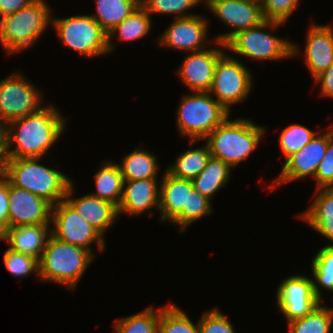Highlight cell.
Wrapping results in <instances>:
<instances>
[{"mask_svg": "<svg viewBox=\"0 0 333 333\" xmlns=\"http://www.w3.org/2000/svg\"><path fill=\"white\" fill-rule=\"evenodd\" d=\"M64 126L65 118L53 104L37 113L8 122L9 158H43L63 134Z\"/></svg>", "mask_w": 333, "mask_h": 333, "instance_id": "1", "label": "cell"}, {"mask_svg": "<svg viewBox=\"0 0 333 333\" xmlns=\"http://www.w3.org/2000/svg\"><path fill=\"white\" fill-rule=\"evenodd\" d=\"M41 158H10L3 171L8 182L38 195L52 206L65 200L71 179L38 163Z\"/></svg>", "mask_w": 333, "mask_h": 333, "instance_id": "2", "label": "cell"}, {"mask_svg": "<svg viewBox=\"0 0 333 333\" xmlns=\"http://www.w3.org/2000/svg\"><path fill=\"white\" fill-rule=\"evenodd\" d=\"M95 254L50 235L39 260V281H51L74 290Z\"/></svg>", "mask_w": 333, "mask_h": 333, "instance_id": "3", "label": "cell"}, {"mask_svg": "<svg viewBox=\"0 0 333 333\" xmlns=\"http://www.w3.org/2000/svg\"><path fill=\"white\" fill-rule=\"evenodd\" d=\"M266 129L250 119L238 118L217 126L204 140L211 156L221 159L231 168L239 165L258 146Z\"/></svg>", "mask_w": 333, "mask_h": 333, "instance_id": "4", "label": "cell"}, {"mask_svg": "<svg viewBox=\"0 0 333 333\" xmlns=\"http://www.w3.org/2000/svg\"><path fill=\"white\" fill-rule=\"evenodd\" d=\"M181 99L177 110V125L181 135L190 137V147L204 140L229 118L230 111L209 92H192Z\"/></svg>", "mask_w": 333, "mask_h": 333, "instance_id": "5", "label": "cell"}, {"mask_svg": "<svg viewBox=\"0 0 333 333\" xmlns=\"http://www.w3.org/2000/svg\"><path fill=\"white\" fill-rule=\"evenodd\" d=\"M51 9L44 0H33L24 8L0 19V43L8 55L20 52L38 40L52 23Z\"/></svg>", "mask_w": 333, "mask_h": 333, "instance_id": "6", "label": "cell"}, {"mask_svg": "<svg viewBox=\"0 0 333 333\" xmlns=\"http://www.w3.org/2000/svg\"><path fill=\"white\" fill-rule=\"evenodd\" d=\"M282 24L265 20L256 27L238 32L226 43V48L238 55L263 61L299 55V48L293 42L265 31L268 27L276 29Z\"/></svg>", "mask_w": 333, "mask_h": 333, "instance_id": "7", "label": "cell"}, {"mask_svg": "<svg viewBox=\"0 0 333 333\" xmlns=\"http://www.w3.org/2000/svg\"><path fill=\"white\" fill-rule=\"evenodd\" d=\"M51 24L58 32L59 40L79 54L94 57L109 53L107 33L91 15L52 17Z\"/></svg>", "mask_w": 333, "mask_h": 333, "instance_id": "8", "label": "cell"}, {"mask_svg": "<svg viewBox=\"0 0 333 333\" xmlns=\"http://www.w3.org/2000/svg\"><path fill=\"white\" fill-rule=\"evenodd\" d=\"M35 87L17 71L0 80V123L6 125L43 108V94Z\"/></svg>", "mask_w": 333, "mask_h": 333, "instance_id": "9", "label": "cell"}, {"mask_svg": "<svg viewBox=\"0 0 333 333\" xmlns=\"http://www.w3.org/2000/svg\"><path fill=\"white\" fill-rule=\"evenodd\" d=\"M51 235L56 239L91 252L89 248L95 241L99 251L106 248L103 236L85 218L66 201L62 200L52 206Z\"/></svg>", "mask_w": 333, "mask_h": 333, "instance_id": "10", "label": "cell"}, {"mask_svg": "<svg viewBox=\"0 0 333 333\" xmlns=\"http://www.w3.org/2000/svg\"><path fill=\"white\" fill-rule=\"evenodd\" d=\"M251 72L241 61L223 55L217 62L209 93L231 111L232 104L244 101L253 86Z\"/></svg>", "mask_w": 333, "mask_h": 333, "instance_id": "11", "label": "cell"}, {"mask_svg": "<svg viewBox=\"0 0 333 333\" xmlns=\"http://www.w3.org/2000/svg\"><path fill=\"white\" fill-rule=\"evenodd\" d=\"M312 280L303 275H295L280 283L276 302L288 322L308 315L323 301L316 296Z\"/></svg>", "mask_w": 333, "mask_h": 333, "instance_id": "12", "label": "cell"}, {"mask_svg": "<svg viewBox=\"0 0 333 333\" xmlns=\"http://www.w3.org/2000/svg\"><path fill=\"white\" fill-rule=\"evenodd\" d=\"M332 138L333 128L327 130L325 134L315 135L307 145L290 155L283 164L281 173L271 183V187L277 188L278 185L306 176L314 178L319 163L326 153L327 144Z\"/></svg>", "mask_w": 333, "mask_h": 333, "instance_id": "13", "label": "cell"}, {"mask_svg": "<svg viewBox=\"0 0 333 333\" xmlns=\"http://www.w3.org/2000/svg\"><path fill=\"white\" fill-rule=\"evenodd\" d=\"M209 10L233 30L214 41L226 49V43L238 32L256 27L265 21L260 0H222Z\"/></svg>", "mask_w": 333, "mask_h": 333, "instance_id": "14", "label": "cell"}, {"mask_svg": "<svg viewBox=\"0 0 333 333\" xmlns=\"http://www.w3.org/2000/svg\"><path fill=\"white\" fill-rule=\"evenodd\" d=\"M174 19L164 34L157 38L159 45L188 51V53L208 48L205 40L208 39L209 20L198 14Z\"/></svg>", "mask_w": 333, "mask_h": 333, "instance_id": "15", "label": "cell"}, {"mask_svg": "<svg viewBox=\"0 0 333 333\" xmlns=\"http://www.w3.org/2000/svg\"><path fill=\"white\" fill-rule=\"evenodd\" d=\"M8 200L10 227L51 224L52 205L38 195L9 183Z\"/></svg>", "mask_w": 333, "mask_h": 333, "instance_id": "16", "label": "cell"}, {"mask_svg": "<svg viewBox=\"0 0 333 333\" xmlns=\"http://www.w3.org/2000/svg\"><path fill=\"white\" fill-rule=\"evenodd\" d=\"M219 48H207L198 52H191L177 74L183 83L193 92H209L213 83L215 66L224 55V50Z\"/></svg>", "mask_w": 333, "mask_h": 333, "instance_id": "17", "label": "cell"}, {"mask_svg": "<svg viewBox=\"0 0 333 333\" xmlns=\"http://www.w3.org/2000/svg\"><path fill=\"white\" fill-rule=\"evenodd\" d=\"M157 183L156 178L124 180L123 195L117 207L118 215L124 212L135 216L149 208L159 209L160 184Z\"/></svg>", "mask_w": 333, "mask_h": 333, "instance_id": "18", "label": "cell"}, {"mask_svg": "<svg viewBox=\"0 0 333 333\" xmlns=\"http://www.w3.org/2000/svg\"><path fill=\"white\" fill-rule=\"evenodd\" d=\"M73 191L74 186L71 182L65 200L103 236L119 217L117 207L91 194L73 199Z\"/></svg>", "mask_w": 333, "mask_h": 333, "instance_id": "19", "label": "cell"}, {"mask_svg": "<svg viewBox=\"0 0 333 333\" xmlns=\"http://www.w3.org/2000/svg\"><path fill=\"white\" fill-rule=\"evenodd\" d=\"M160 183L159 209L160 221H170L180 225V211L187 209L188 190H193V183L189 179L173 177L164 172Z\"/></svg>", "mask_w": 333, "mask_h": 333, "instance_id": "20", "label": "cell"}, {"mask_svg": "<svg viewBox=\"0 0 333 333\" xmlns=\"http://www.w3.org/2000/svg\"><path fill=\"white\" fill-rule=\"evenodd\" d=\"M306 37L305 62L315 78L333 64V28L313 24Z\"/></svg>", "mask_w": 333, "mask_h": 333, "instance_id": "21", "label": "cell"}, {"mask_svg": "<svg viewBox=\"0 0 333 333\" xmlns=\"http://www.w3.org/2000/svg\"><path fill=\"white\" fill-rule=\"evenodd\" d=\"M50 235V224L19 225L9 227L0 240L7 241L11 250L40 260Z\"/></svg>", "mask_w": 333, "mask_h": 333, "instance_id": "22", "label": "cell"}, {"mask_svg": "<svg viewBox=\"0 0 333 333\" xmlns=\"http://www.w3.org/2000/svg\"><path fill=\"white\" fill-rule=\"evenodd\" d=\"M319 193L300 216L311 228L333 241V188L316 189Z\"/></svg>", "mask_w": 333, "mask_h": 333, "instance_id": "23", "label": "cell"}, {"mask_svg": "<svg viewBox=\"0 0 333 333\" xmlns=\"http://www.w3.org/2000/svg\"><path fill=\"white\" fill-rule=\"evenodd\" d=\"M104 164L94 175L96 192L90 194L118 207L123 195L124 179L118 164L112 161H105Z\"/></svg>", "mask_w": 333, "mask_h": 333, "instance_id": "24", "label": "cell"}, {"mask_svg": "<svg viewBox=\"0 0 333 333\" xmlns=\"http://www.w3.org/2000/svg\"><path fill=\"white\" fill-rule=\"evenodd\" d=\"M231 167L221 159L211 156L204 170L191 181L193 187L211 200L215 192L230 180Z\"/></svg>", "mask_w": 333, "mask_h": 333, "instance_id": "25", "label": "cell"}, {"mask_svg": "<svg viewBox=\"0 0 333 333\" xmlns=\"http://www.w3.org/2000/svg\"><path fill=\"white\" fill-rule=\"evenodd\" d=\"M151 15L140 5L133 13L125 18L119 25L107 33V47L109 53L114 49L112 37L118 35L121 41H135L142 39L151 30Z\"/></svg>", "mask_w": 333, "mask_h": 333, "instance_id": "26", "label": "cell"}, {"mask_svg": "<svg viewBox=\"0 0 333 333\" xmlns=\"http://www.w3.org/2000/svg\"><path fill=\"white\" fill-rule=\"evenodd\" d=\"M96 14L91 15L109 33L141 5V0H95Z\"/></svg>", "mask_w": 333, "mask_h": 333, "instance_id": "27", "label": "cell"}, {"mask_svg": "<svg viewBox=\"0 0 333 333\" xmlns=\"http://www.w3.org/2000/svg\"><path fill=\"white\" fill-rule=\"evenodd\" d=\"M157 157L150 151L136 149L122 159L118 164L124 180H140L157 178Z\"/></svg>", "mask_w": 333, "mask_h": 333, "instance_id": "28", "label": "cell"}, {"mask_svg": "<svg viewBox=\"0 0 333 333\" xmlns=\"http://www.w3.org/2000/svg\"><path fill=\"white\" fill-rule=\"evenodd\" d=\"M204 147L189 149L178 155L175 164L168 166L167 172L179 179H189L197 177L206 167L211 157L208 144Z\"/></svg>", "mask_w": 333, "mask_h": 333, "instance_id": "29", "label": "cell"}, {"mask_svg": "<svg viewBox=\"0 0 333 333\" xmlns=\"http://www.w3.org/2000/svg\"><path fill=\"white\" fill-rule=\"evenodd\" d=\"M333 309L320 303L308 315L288 322L289 333H330Z\"/></svg>", "mask_w": 333, "mask_h": 333, "instance_id": "30", "label": "cell"}, {"mask_svg": "<svg viewBox=\"0 0 333 333\" xmlns=\"http://www.w3.org/2000/svg\"><path fill=\"white\" fill-rule=\"evenodd\" d=\"M313 287L316 296L321 300L320 287L333 292V245H326L313 258Z\"/></svg>", "mask_w": 333, "mask_h": 333, "instance_id": "31", "label": "cell"}, {"mask_svg": "<svg viewBox=\"0 0 333 333\" xmlns=\"http://www.w3.org/2000/svg\"><path fill=\"white\" fill-rule=\"evenodd\" d=\"M158 333H199L196 325L185 312L175 304L159 308Z\"/></svg>", "mask_w": 333, "mask_h": 333, "instance_id": "32", "label": "cell"}, {"mask_svg": "<svg viewBox=\"0 0 333 333\" xmlns=\"http://www.w3.org/2000/svg\"><path fill=\"white\" fill-rule=\"evenodd\" d=\"M154 309L150 306L139 313L118 319L114 324V333H158L159 309Z\"/></svg>", "mask_w": 333, "mask_h": 333, "instance_id": "33", "label": "cell"}, {"mask_svg": "<svg viewBox=\"0 0 333 333\" xmlns=\"http://www.w3.org/2000/svg\"><path fill=\"white\" fill-rule=\"evenodd\" d=\"M211 200L197 190H188L187 209L180 211V229L184 232L188 225L213 212Z\"/></svg>", "mask_w": 333, "mask_h": 333, "instance_id": "34", "label": "cell"}, {"mask_svg": "<svg viewBox=\"0 0 333 333\" xmlns=\"http://www.w3.org/2000/svg\"><path fill=\"white\" fill-rule=\"evenodd\" d=\"M315 133L316 132L299 124H292L285 127L279 138L280 148L286 157L285 159L307 145L315 136Z\"/></svg>", "mask_w": 333, "mask_h": 333, "instance_id": "35", "label": "cell"}, {"mask_svg": "<svg viewBox=\"0 0 333 333\" xmlns=\"http://www.w3.org/2000/svg\"><path fill=\"white\" fill-rule=\"evenodd\" d=\"M4 264L9 273L15 278H24L31 273H36L39 278V260L24 255L22 253L15 252L8 248L3 256Z\"/></svg>", "mask_w": 333, "mask_h": 333, "instance_id": "36", "label": "cell"}, {"mask_svg": "<svg viewBox=\"0 0 333 333\" xmlns=\"http://www.w3.org/2000/svg\"><path fill=\"white\" fill-rule=\"evenodd\" d=\"M198 3V0H141V5L149 14H177L175 18L193 16V14H187V11Z\"/></svg>", "mask_w": 333, "mask_h": 333, "instance_id": "37", "label": "cell"}, {"mask_svg": "<svg viewBox=\"0 0 333 333\" xmlns=\"http://www.w3.org/2000/svg\"><path fill=\"white\" fill-rule=\"evenodd\" d=\"M265 20L286 22L298 7L299 0H260Z\"/></svg>", "mask_w": 333, "mask_h": 333, "instance_id": "38", "label": "cell"}, {"mask_svg": "<svg viewBox=\"0 0 333 333\" xmlns=\"http://www.w3.org/2000/svg\"><path fill=\"white\" fill-rule=\"evenodd\" d=\"M228 316L218 308L207 311L198 322L199 333H235Z\"/></svg>", "mask_w": 333, "mask_h": 333, "instance_id": "39", "label": "cell"}, {"mask_svg": "<svg viewBox=\"0 0 333 333\" xmlns=\"http://www.w3.org/2000/svg\"><path fill=\"white\" fill-rule=\"evenodd\" d=\"M314 179L317 189L333 188V138L327 144L326 153L319 163Z\"/></svg>", "mask_w": 333, "mask_h": 333, "instance_id": "40", "label": "cell"}, {"mask_svg": "<svg viewBox=\"0 0 333 333\" xmlns=\"http://www.w3.org/2000/svg\"><path fill=\"white\" fill-rule=\"evenodd\" d=\"M9 182L0 174V237L10 227L9 223Z\"/></svg>", "mask_w": 333, "mask_h": 333, "instance_id": "41", "label": "cell"}, {"mask_svg": "<svg viewBox=\"0 0 333 333\" xmlns=\"http://www.w3.org/2000/svg\"><path fill=\"white\" fill-rule=\"evenodd\" d=\"M320 84V95L333 98V64L314 78Z\"/></svg>", "mask_w": 333, "mask_h": 333, "instance_id": "42", "label": "cell"}, {"mask_svg": "<svg viewBox=\"0 0 333 333\" xmlns=\"http://www.w3.org/2000/svg\"><path fill=\"white\" fill-rule=\"evenodd\" d=\"M33 0H0V17L14 14Z\"/></svg>", "mask_w": 333, "mask_h": 333, "instance_id": "43", "label": "cell"}, {"mask_svg": "<svg viewBox=\"0 0 333 333\" xmlns=\"http://www.w3.org/2000/svg\"><path fill=\"white\" fill-rule=\"evenodd\" d=\"M201 1V2H200ZM205 2V4L207 5L208 9L214 5L216 2L222 1V0H198L199 3Z\"/></svg>", "mask_w": 333, "mask_h": 333, "instance_id": "44", "label": "cell"}]
</instances>
